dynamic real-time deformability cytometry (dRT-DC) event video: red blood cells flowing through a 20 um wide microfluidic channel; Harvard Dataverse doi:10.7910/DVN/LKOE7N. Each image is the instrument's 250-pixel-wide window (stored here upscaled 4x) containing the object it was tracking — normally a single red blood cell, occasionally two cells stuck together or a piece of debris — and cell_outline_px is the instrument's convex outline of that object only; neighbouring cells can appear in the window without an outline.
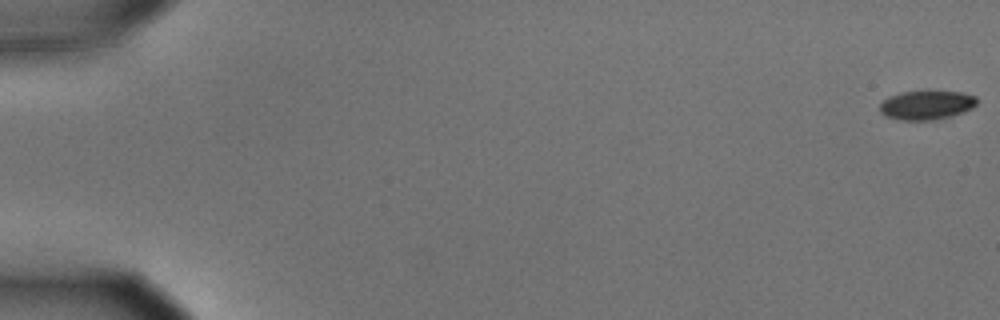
{"species": "common noctule bat (a hibernating species)", "species_latin": "Nyctalus noctula", "temperature_condition": "cold", "stored_images_in_passage": 19, "camera_frame_rate_fps": 3000, "um_per_image_px": 0.085, "animal": {"sex": "male", "body_mass_g": 15.6}, "frame": {"image": 1, "passage_image": 1, "time_ms": 0.0, "image_size_px": [1000, 320], "cell_outline_px": [[976, 104], [972, 108], [964, 112], [952, 116], [932, 120], [900, 120], [884, 116], [880, 112], [880, 104], [888, 96], [900, 92], [928, 88], [960, 92], [976, 96]], "centroid_in_image_um": [78.74, 8.88], "position_along_channel_um": 6.3, "area_um2": 17.22}}
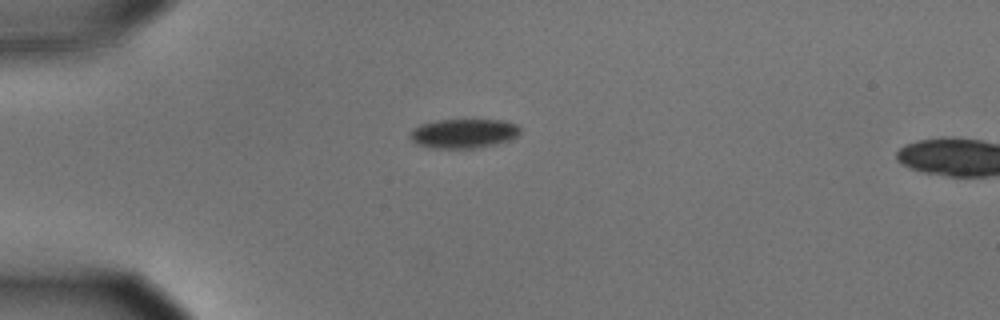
{"frame": {"image": 2, "passage_image": 16, "time_ms": 5.0, "image_size_px": [1000, 320], "cell_outline_px": [[520, 132], [516, 136], [508, 140], [496, 144], [476, 148], [428, 148], [416, 144], [408, 136], [412, 128], [420, 124], [440, 120], [504, 120], [516, 124], [520, 128]], "centroid_in_image_um": [39.37, 11.35], "position_along_channel_um": 45.6, "area_um2": 18.9}}